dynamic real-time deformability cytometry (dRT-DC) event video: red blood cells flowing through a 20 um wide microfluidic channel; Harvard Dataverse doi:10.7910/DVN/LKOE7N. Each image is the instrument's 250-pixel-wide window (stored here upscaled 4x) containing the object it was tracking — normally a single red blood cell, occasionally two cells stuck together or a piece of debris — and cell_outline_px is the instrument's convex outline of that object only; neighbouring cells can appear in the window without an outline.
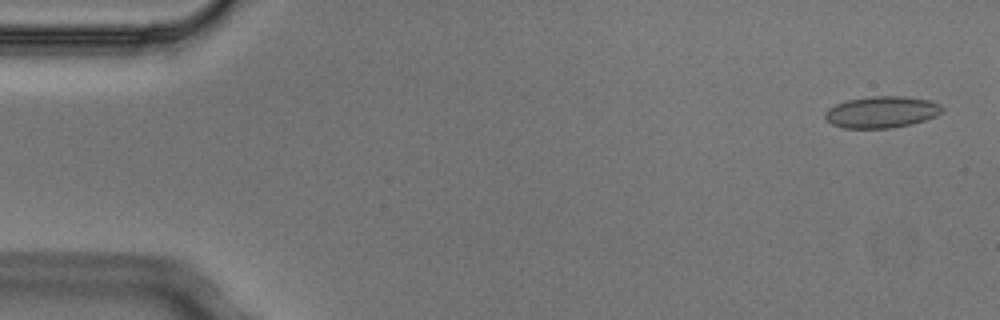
{"species": "Egyptian fruit bat (a non-hibernating species)", "species_latin": "Rousettus aegyptiacus", "temperature_condition": "cold", "stored_images_in_passage": 5, "camera_frame_rate_fps": 3000, "um_per_image_px": 0.085, "animal": {"sex": "male"}, "frame": {"image": 1, "passage_image": 1, "time_ms": 0.0, "image_size_px": [1000, 320], "cell_outline_px": [[944, 112], [936, 116], [912, 124], [892, 128], [844, 128], [832, 124], [824, 116], [824, 112], [828, 108], [836, 104], [848, 100], [872, 96], [904, 96], [928, 100], [940, 104], [944, 108]], "centroid_in_image_um": [74.96, 9.52], "position_along_channel_um": 10.0, "area_um2": 21.62}}